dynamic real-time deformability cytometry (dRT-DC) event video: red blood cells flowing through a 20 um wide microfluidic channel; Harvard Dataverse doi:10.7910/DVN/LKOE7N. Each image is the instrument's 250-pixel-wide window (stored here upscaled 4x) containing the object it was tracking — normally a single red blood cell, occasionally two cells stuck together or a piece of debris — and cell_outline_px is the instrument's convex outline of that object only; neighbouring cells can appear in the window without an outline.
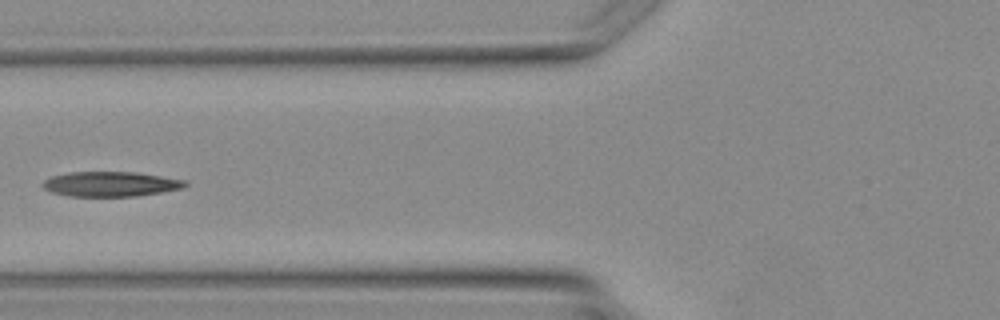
{"species": "Egyptian fruit bat (a non-hibernating species)", "species_latin": "Rousettus aegyptiacus", "temperature_condition": "warm", "stored_images_in_passage": 3, "camera_frame_rate_fps": 3000, "um_per_image_px": 0.085, "animal": {"sex": "female"}, "frame": {"image": 1, "passage_image": 3, "time_ms": 2.333, "image_size_px": [1000, 320], "cell_outline_px": [[188, 184], [184, 188], [136, 196], [68, 196], [52, 192], [44, 188], [40, 184], [44, 180], [52, 176], [72, 172], [136, 172], [184, 180]], "centroid_in_image_um": [9.38, 15.64], "position_along_channel_um": 116.4, "area_um2": 20.52}}